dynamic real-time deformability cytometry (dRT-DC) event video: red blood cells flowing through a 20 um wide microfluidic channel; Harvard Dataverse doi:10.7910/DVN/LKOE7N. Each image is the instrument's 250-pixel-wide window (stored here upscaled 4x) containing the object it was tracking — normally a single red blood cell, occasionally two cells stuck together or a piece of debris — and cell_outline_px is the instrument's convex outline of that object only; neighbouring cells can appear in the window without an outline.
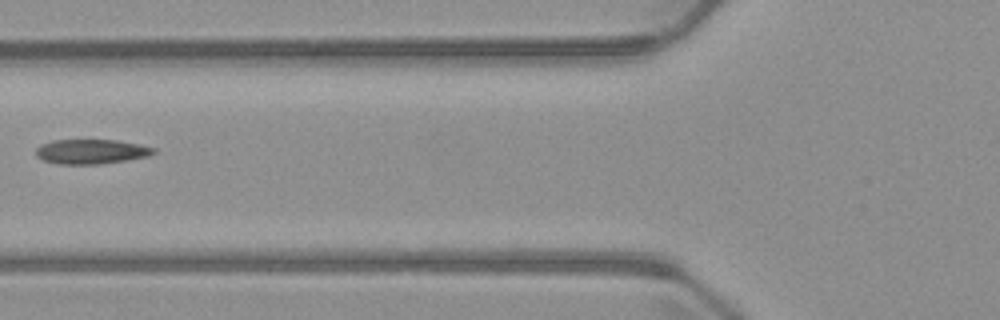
{"species": "common noctule bat (a hibernating species)", "species_latin": "Nyctalus noctula", "temperature_condition": "warm", "stored_images_in_passage": 6, "camera_frame_rate_fps": 3000, "um_per_image_px": 0.085, "animal": {"sex": "male", "body_mass_g": 23.1, "forearm_length_mm": 52.7}, "frame": {"image": 1, "passage_image": 6, "time_ms": 6.0, "image_size_px": [1000, 320], "cell_outline_px": [[156, 152], [148, 156], [100, 164], [60, 164], [44, 160], [36, 156], [36, 148], [40, 144], [52, 140], [116, 140], [140, 144], [156, 148]], "centroid_in_image_um": [7.75, 12.87], "position_along_channel_um": 118.1, "area_um2": 16.88}}